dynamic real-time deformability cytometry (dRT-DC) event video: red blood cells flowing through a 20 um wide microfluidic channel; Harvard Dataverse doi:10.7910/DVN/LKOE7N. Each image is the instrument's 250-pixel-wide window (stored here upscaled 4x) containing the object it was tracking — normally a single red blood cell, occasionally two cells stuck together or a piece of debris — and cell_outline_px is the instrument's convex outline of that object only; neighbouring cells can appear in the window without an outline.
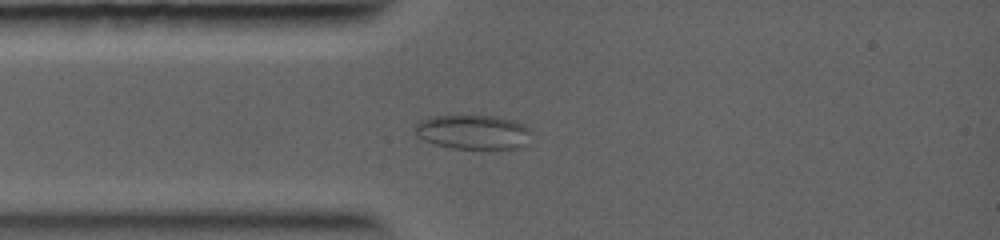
{"species": "common noctule bat (a hibernating species)", "species_latin": "Nyctalus noctula", "temperature_condition": "warm", "stored_images_in_passage": 22, "camera_frame_rate_fps": 5000, "um_per_image_px": 0.085, "animal": {"sex": "female", "body_mass_g": 19.0, "forearm_length_mm": 56.7}, "frame": {"image": 1, "passage_image": 6, "time_ms": 2.2, "image_size_px": [1000, 240], "cell_outline_px": [[528, 144], [508, 152], [452, 148], [436, 144], [424, 140], [416, 136], [412, 132], [412, 128], [420, 120], [432, 116], [496, 116], [516, 120], [524, 124], [528, 128]], "centroid_in_image_um": [40.23, 11.27], "position_along_channel_um": 44.8, "area_um2": 24.33}}
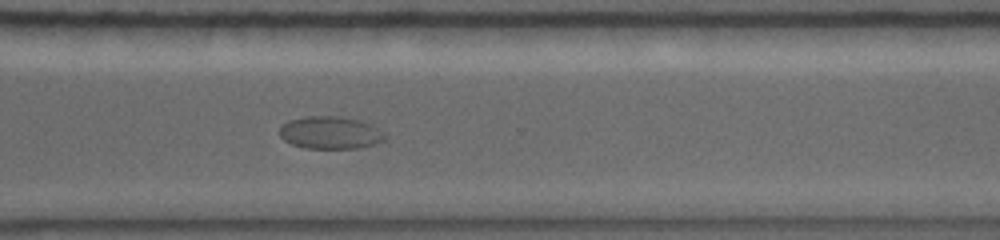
{"frame": {"image": 2, "passage_image": 18, "time_ms": 9.0, "image_size_px": [1000, 240], "cell_outline_px": [[384, 140], [360, 148], [304, 148], [292, 144], [284, 140], [280, 136], [280, 128], [288, 120], [308, 116], [340, 116], [360, 120], [372, 124], [384, 136]], "centroid_in_image_um": [28.04, 11.27], "position_along_channel_um": 342.6, "area_um2": 19.77}}
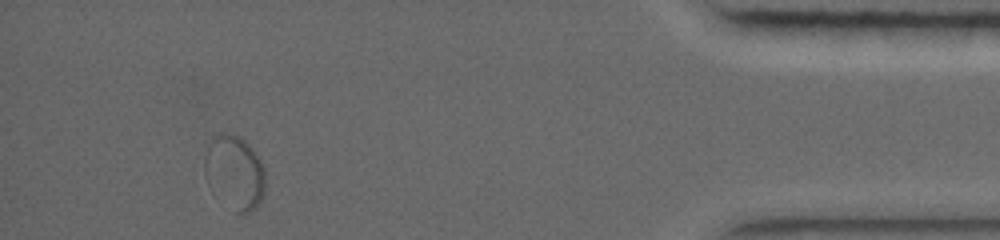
{"frame": {"image": 3, "passage_image": 22, "time_ms": 12.2, "image_size_px": [1000, 240], "cell_outline_px": [[264, 192], [260, 200], [248, 212], [236, 212], [204, 168], [204, 140], [220, 132], [228, 132], [244, 140], [256, 152], [264, 168]], "centroid_in_image_um": [19.96, 14.46], "position_along_channel_um": 415.2, "area_um2": 24.85}}